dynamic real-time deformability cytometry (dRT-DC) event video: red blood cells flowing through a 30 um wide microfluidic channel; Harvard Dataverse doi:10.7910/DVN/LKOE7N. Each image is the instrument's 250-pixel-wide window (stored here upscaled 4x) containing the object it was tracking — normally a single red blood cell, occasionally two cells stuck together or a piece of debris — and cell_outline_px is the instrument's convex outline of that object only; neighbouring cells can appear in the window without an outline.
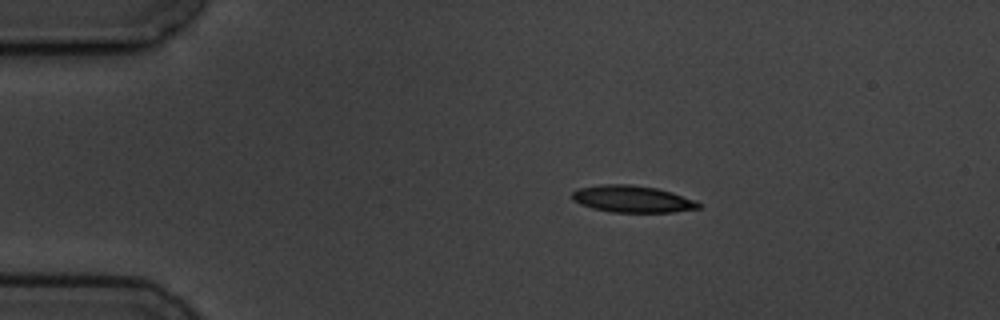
{"species": "common noctule bat (a hibernating species)", "species_latin": "Nyctalus noctula", "temperature_condition": "cold", "stored_images_in_passage": 4, "camera_frame_rate_fps": 3000, "um_per_image_px": 0.085, "animal": {"sex": "male", "body_mass_g": 19.5, "forearm_length_mm": 54.6}, "frame": {"image": 1, "passage_image": 3, "time_ms": 2.333, "image_size_px": [1000, 320], "cell_outline_px": [[700, 208], [672, 212], [612, 212], [592, 208], [580, 204], [572, 200], [572, 192], [576, 188], [600, 184], [628, 184], [656, 188], [672, 192], [696, 200], [700, 204]], "centroid_in_image_um": [53.72, 16.91], "position_along_channel_um": 31.3, "area_um2": 19.88}}